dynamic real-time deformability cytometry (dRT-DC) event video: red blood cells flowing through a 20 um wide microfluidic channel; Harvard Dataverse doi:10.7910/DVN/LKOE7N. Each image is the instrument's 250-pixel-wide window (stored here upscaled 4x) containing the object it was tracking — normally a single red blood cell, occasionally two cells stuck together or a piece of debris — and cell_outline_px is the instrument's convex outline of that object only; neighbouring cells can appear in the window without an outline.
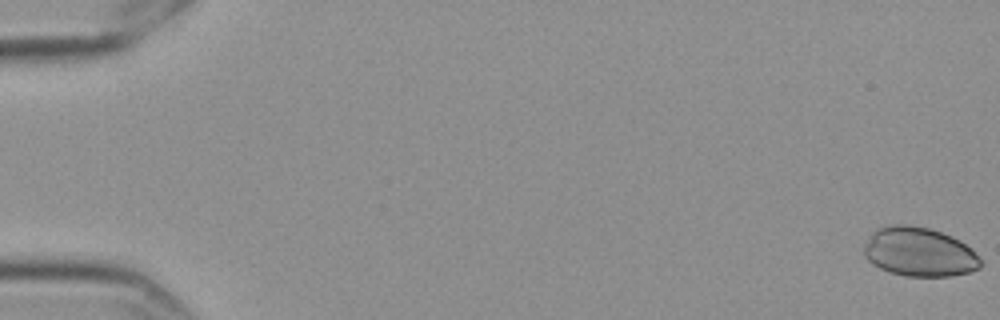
{"species": "Egyptian fruit bat (a non-hibernating species)", "species_latin": "Rousettus aegyptiacus", "temperature_condition": "cold", "stored_images_in_passage": 33, "segment_of_instrument_passage": [1, 2], "camera_frame_rate_fps": 3000, "um_per_image_px": 0.085, "frame": {"image": 1, "passage_image": 1, "time_ms": 0.0, "image_size_px": [1000, 320], "cell_outline_px": [[984, 264], [980, 268], [968, 272], [952, 276], [904, 276], [880, 268], [872, 264], [864, 256], [864, 244], [872, 232], [876, 228], [892, 224], [908, 224], [928, 228], [952, 236], [960, 240], [972, 248]], "centroid_in_image_um": [78.14, 21.41], "position_along_channel_um": 6.9, "area_um2": 33.64}}
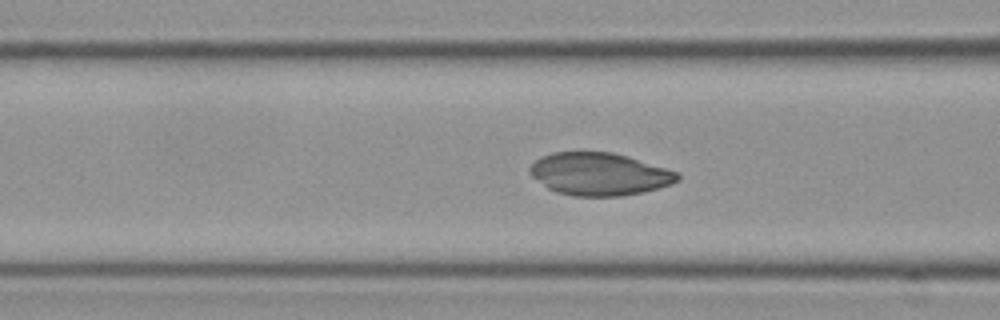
{"frame": {"image": 2, "passage_image": 24, "time_ms": 7.667, "image_size_px": [1000, 320], "cell_outline_px": [[680, 180], [672, 184], [644, 192], [620, 196], [572, 196], [556, 192], [548, 188], [532, 176], [528, 172], [528, 168], [536, 160], [552, 152], [580, 148], [612, 152], [628, 156], [676, 172], [680, 176]], "centroid_in_image_um": [50.9, 14.75], "position_along_channel_um": 115.7, "area_um2": 37.4}}
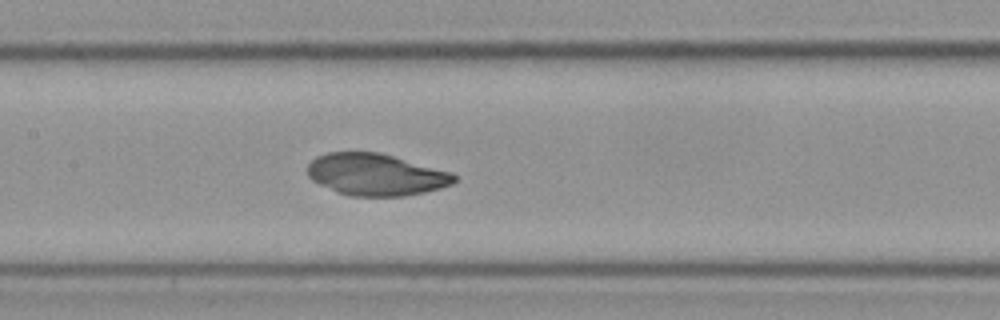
{"frame": {"image": 3, "passage_image": 29, "time_ms": 9.333, "image_size_px": [1000, 320], "cell_outline_px": [[456, 180], [452, 184], [440, 188], [424, 192], [404, 196], [348, 196], [336, 192], [312, 180], [308, 176], [308, 164], [316, 156], [328, 152], [380, 152], [452, 172], [456, 176]], "centroid_in_image_um": [31.94, 14.84], "position_along_channel_um": 175.5, "area_um2": 35.89}}